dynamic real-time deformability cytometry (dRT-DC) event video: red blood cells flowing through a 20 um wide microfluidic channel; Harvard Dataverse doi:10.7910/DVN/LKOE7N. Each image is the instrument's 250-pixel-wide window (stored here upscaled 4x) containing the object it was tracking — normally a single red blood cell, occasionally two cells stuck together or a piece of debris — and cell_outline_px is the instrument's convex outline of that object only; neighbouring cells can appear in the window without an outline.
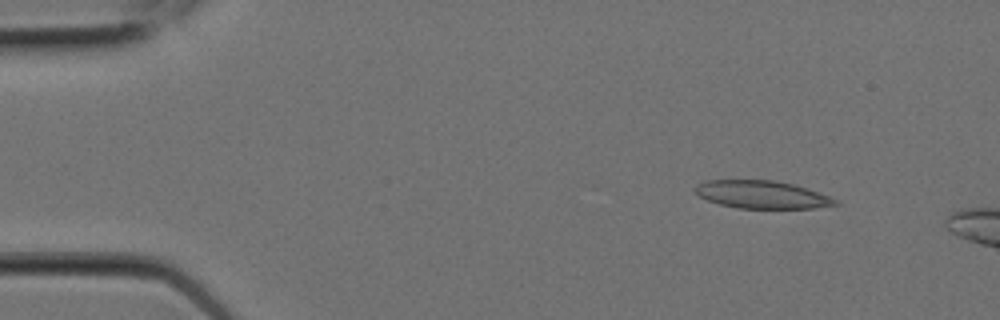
{"species": "Egyptian fruit bat (a non-hibernating species)", "species_latin": "Rousettus aegyptiacus", "temperature_condition": "room temperature", "stored_images_in_passage": 3, "camera_frame_rate_fps": 3000, "um_per_image_px": 0.085, "animal": {"sex": "female"}, "frame": {"image": 1, "passage_image": 1, "time_ms": 0.0, "image_size_px": [1000, 320], "cell_outline_px": [[840, 204], [812, 208], [736, 208], [720, 204], [708, 200], [700, 196], [692, 188], [696, 184], [708, 180], [776, 180], [808, 188], [828, 196], [836, 200]], "centroid_in_image_um": [64.73, 16.53], "position_along_channel_um": 20.3, "area_um2": 22.6}}